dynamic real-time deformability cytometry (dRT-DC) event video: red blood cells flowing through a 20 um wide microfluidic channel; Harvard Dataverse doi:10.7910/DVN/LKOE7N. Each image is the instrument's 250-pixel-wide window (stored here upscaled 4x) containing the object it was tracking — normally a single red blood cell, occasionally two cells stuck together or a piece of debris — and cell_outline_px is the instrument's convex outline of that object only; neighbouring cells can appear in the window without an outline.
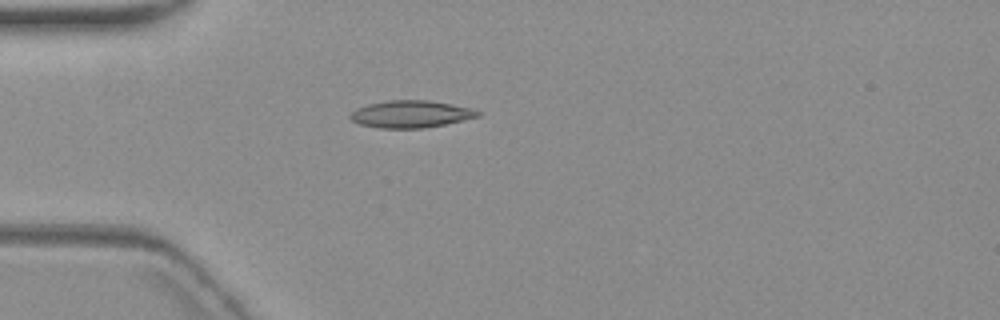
{"species": "common noctule bat (a hibernating species)", "species_latin": "Nyctalus noctula", "temperature_condition": "warm", "stored_images_in_passage": 6, "camera_frame_rate_fps": 3000, "um_per_image_px": 0.085, "animal": {"sex": "female", "body_mass_g": 19.3, "forearm_length_mm": 54.1}, "frame": {"image": 1, "passage_image": 4, "time_ms": 3.667, "image_size_px": [1000, 320], "cell_outline_px": [[484, 112], [480, 116], [444, 124], [424, 128], [380, 128], [360, 124], [352, 120], [348, 116], [356, 108], [368, 104], [388, 100], [428, 100], [452, 104], [472, 108]], "centroid_in_image_um": [34.94, 9.69], "position_along_channel_um": 50.1, "area_um2": 20.23}}